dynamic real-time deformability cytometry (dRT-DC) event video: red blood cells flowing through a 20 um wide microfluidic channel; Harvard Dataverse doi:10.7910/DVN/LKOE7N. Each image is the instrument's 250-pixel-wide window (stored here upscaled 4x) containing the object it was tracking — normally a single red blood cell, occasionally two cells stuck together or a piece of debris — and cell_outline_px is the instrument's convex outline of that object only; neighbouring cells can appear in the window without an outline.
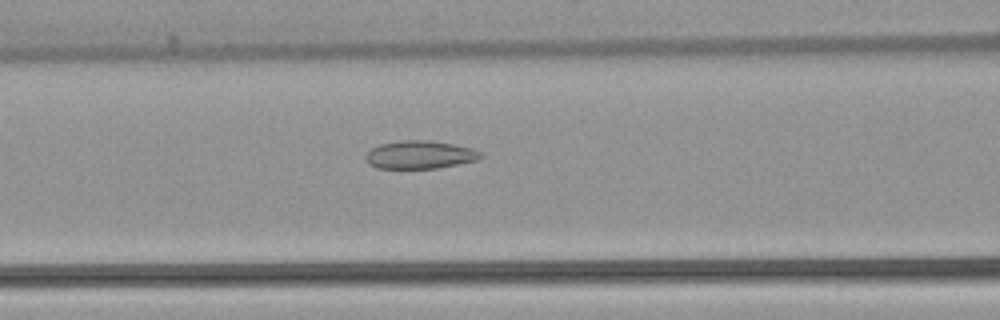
{"species": "common noctule bat (a hibernating species)", "species_latin": "Nyctalus noctula", "temperature_condition": "warm", "stored_images_in_passage": 19, "camera_frame_rate_fps": 3000, "um_per_image_px": 0.085, "animal": {"sex": "female", "body_mass_g": 22.7, "forearm_length_mm": 54.2}, "frame": {"image": 1, "passage_image": 11, "time_ms": 3.333, "image_size_px": [1000, 320], "cell_outline_px": [[484, 156], [476, 160], [436, 168], [376, 168], [368, 164], [364, 156], [372, 148], [380, 144], [400, 140], [428, 140], [452, 144], [472, 148], [480, 152]], "centroid_in_image_um": [35.65, 13.15], "position_along_channel_um": 130.9, "area_um2": 18.67}}
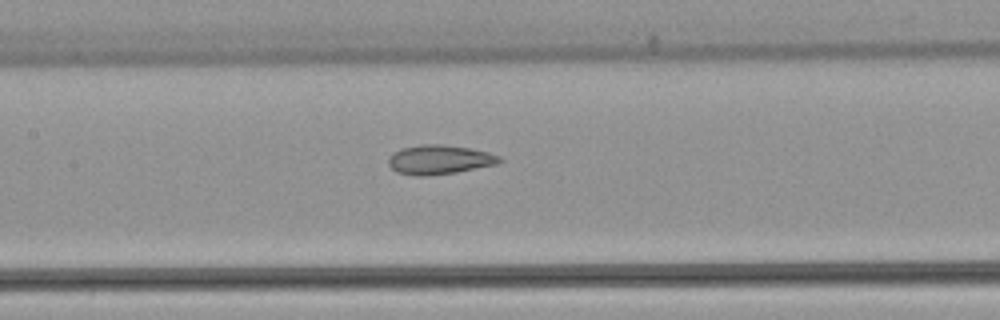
{"frame": {"image": 2, "passage_image": 14, "time_ms": 4.333, "image_size_px": [1000, 320], "cell_outline_px": [[504, 160], [496, 164], [456, 172], [428, 176], [416, 176], [396, 172], [388, 164], [388, 160], [396, 152], [404, 148], [420, 144], [440, 144], [468, 148], [488, 152], [500, 156]], "centroid_in_image_um": [37.37, 13.58], "position_along_channel_um": 170.0, "area_um2": 18.73}}
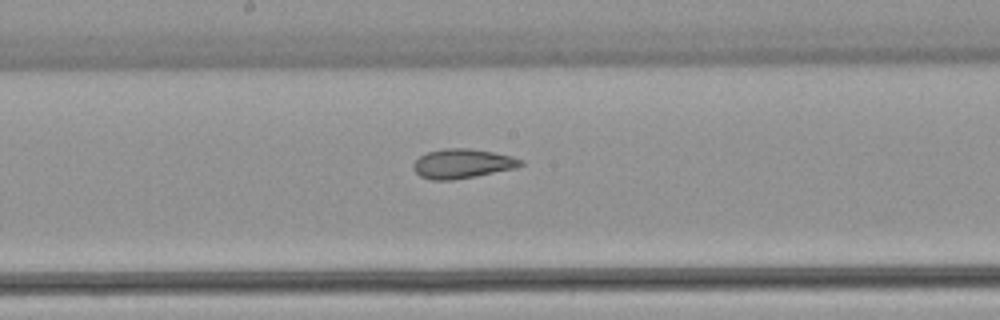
{"frame": {"image": 3, "passage_image": 17, "time_ms": 5.333, "image_size_px": [1000, 320], "cell_outline_px": [[524, 164], [516, 168], [476, 176], [452, 180], [432, 180], [420, 176], [412, 168], [412, 164], [420, 156], [428, 152], [444, 148], [472, 148], [512, 156], [524, 160]], "centroid_in_image_um": [39.31, 13.9], "position_along_channel_um": 208.9, "area_um2": 18.5}}